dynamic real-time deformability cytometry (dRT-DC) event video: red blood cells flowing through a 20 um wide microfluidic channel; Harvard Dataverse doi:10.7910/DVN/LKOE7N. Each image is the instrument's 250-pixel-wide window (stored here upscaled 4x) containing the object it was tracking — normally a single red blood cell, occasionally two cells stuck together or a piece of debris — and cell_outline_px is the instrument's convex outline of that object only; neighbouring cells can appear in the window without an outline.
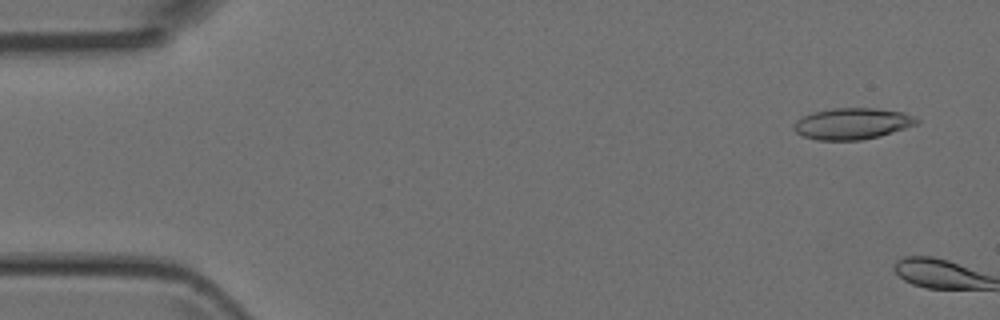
{"species": "Egyptian fruit bat (a non-hibernating species)", "species_latin": "Rousettus aegyptiacus", "temperature_condition": "room temperature", "stored_images_in_passage": 5, "camera_frame_rate_fps": 3000, "um_per_image_px": 0.085, "animal": {"sex": "female"}, "frame": {"image": 1, "passage_image": 3, "time_ms": 0.667, "image_size_px": [1000, 320], "cell_outline_px": [[920, 124], [880, 136], [860, 140], [816, 140], [804, 136], [796, 132], [792, 128], [792, 124], [796, 120], [812, 112], [832, 108], [876, 108], [904, 112], [920, 120]], "centroid_in_image_um": [72.45, 10.51], "position_along_channel_um": 12.5, "area_um2": 22.66}}